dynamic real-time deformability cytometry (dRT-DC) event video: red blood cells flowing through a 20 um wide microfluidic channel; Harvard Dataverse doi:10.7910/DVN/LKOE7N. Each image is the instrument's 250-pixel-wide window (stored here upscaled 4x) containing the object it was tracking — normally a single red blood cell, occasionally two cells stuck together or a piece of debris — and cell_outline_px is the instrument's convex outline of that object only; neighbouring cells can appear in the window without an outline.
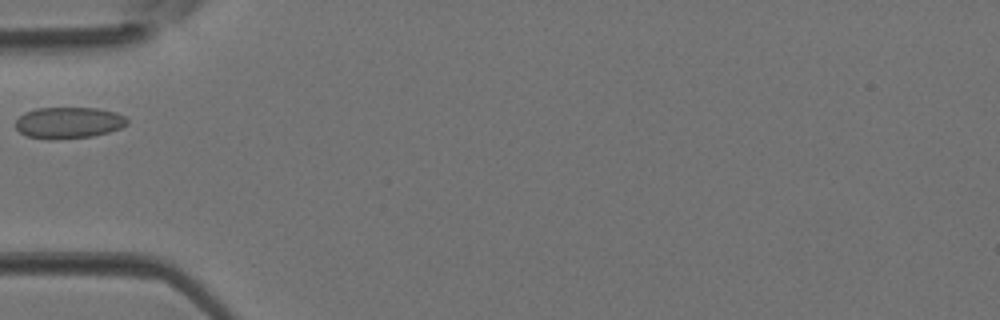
{"species": "Egyptian fruit bat (a non-hibernating species)", "species_latin": "Rousettus aegyptiacus", "temperature_condition": "room temperature", "stored_images_in_passage": 2, "camera_frame_rate_fps": 3000, "um_per_image_px": 0.085, "animal": {"sex": "female"}, "frame": {"image": 1, "passage_image": 2, "time_ms": 0.333, "image_size_px": [1000, 320], "cell_outline_px": [[128, 124], [120, 128], [108, 132], [92, 136], [52, 140], [48, 140], [28, 136], [20, 132], [16, 128], [16, 120], [24, 112], [36, 108], [96, 108], [116, 112], [124, 116], [128, 120]], "centroid_in_image_um": [5.83, 10.43], "position_along_channel_um": 79.2, "area_um2": 20.46}}